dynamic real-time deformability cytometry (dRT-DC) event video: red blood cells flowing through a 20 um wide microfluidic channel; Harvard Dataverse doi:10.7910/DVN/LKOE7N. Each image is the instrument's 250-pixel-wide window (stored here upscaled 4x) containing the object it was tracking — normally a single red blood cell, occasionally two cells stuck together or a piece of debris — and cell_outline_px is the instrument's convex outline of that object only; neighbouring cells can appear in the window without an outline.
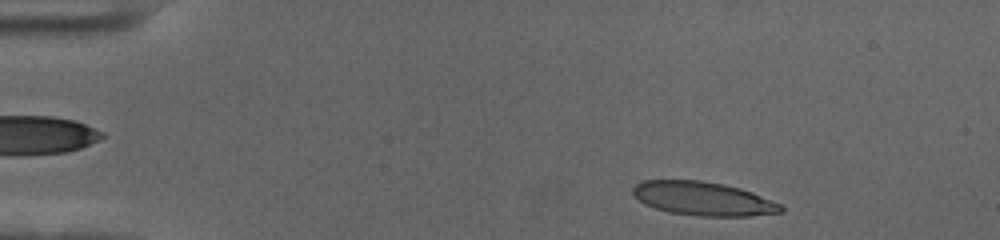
{"species": "human", "species_latin": "Homo sapiens", "temperature_condition": "cold", "stored_images_in_passage": 52, "camera_frame_rate_fps": 3000, "um_per_image_px": 0.085, "donor": {"sex": "female"}, "frame": {"image": 1, "passage_image": 3, "time_ms": 0.667, "image_size_px": [1000, 240], "cell_outline_px": [[784, 212], [748, 216], [696, 216], [668, 212], [644, 204], [632, 192], [632, 188], [640, 180], [700, 180], [724, 184], [740, 188], [752, 192], [780, 204], [784, 208]], "centroid_in_image_um": [59.76, 16.88], "position_along_channel_um": 25.2, "area_um2": 29.13}}
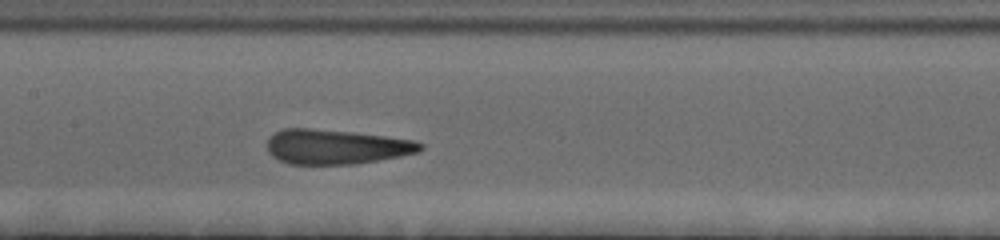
{"frame": {"image": 2, "passage_image": 23, "time_ms": 7.333, "image_size_px": [1000, 240], "cell_outline_px": [[424, 148], [420, 152], [400, 156], [356, 164], [288, 164], [272, 156], [268, 152], [268, 140], [276, 132], [284, 128], [308, 128], [352, 132], [416, 140], [424, 144]], "centroid_in_image_um": [28.61, 12.48], "position_along_channel_um": 178.8, "area_um2": 30.98}}
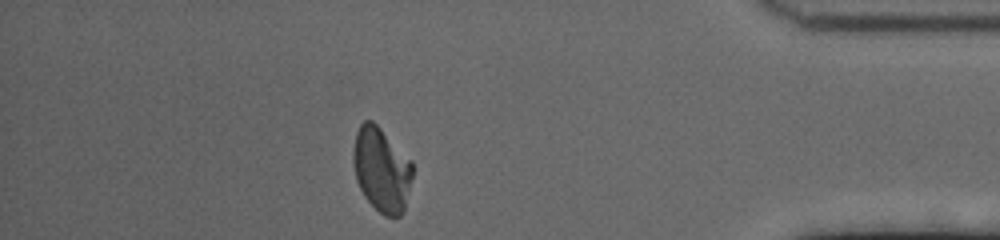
{"frame": {"image": 3, "passage_image": 45, "time_ms": 14.667, "image_size_px": [1000, 240], "cell_outline_px": [[412, 176], [404, 212], [400, 216], [384, 216], [364, 196], [356, 180], [352, 160], [352, 152], [356, 132], [360, 124], [364, 120], [372, 120], [412, 160]], "centroid_in_image_um": [32.42, 14.4], "position_along_channel_um": 402.8, "area_um2": 29.19}, "authors_computed_cell_mechanics": {"area_um2": 30.345, "velocity_mm_per_s": 3.5443, "shape_relaxation_time_tau1_ms": 4.7777, "shape_relaxation_time_tau2_ms": 1.1399, "deformation_change_tau1": 0.2076, "deformation_change_tau2": 0.1}}